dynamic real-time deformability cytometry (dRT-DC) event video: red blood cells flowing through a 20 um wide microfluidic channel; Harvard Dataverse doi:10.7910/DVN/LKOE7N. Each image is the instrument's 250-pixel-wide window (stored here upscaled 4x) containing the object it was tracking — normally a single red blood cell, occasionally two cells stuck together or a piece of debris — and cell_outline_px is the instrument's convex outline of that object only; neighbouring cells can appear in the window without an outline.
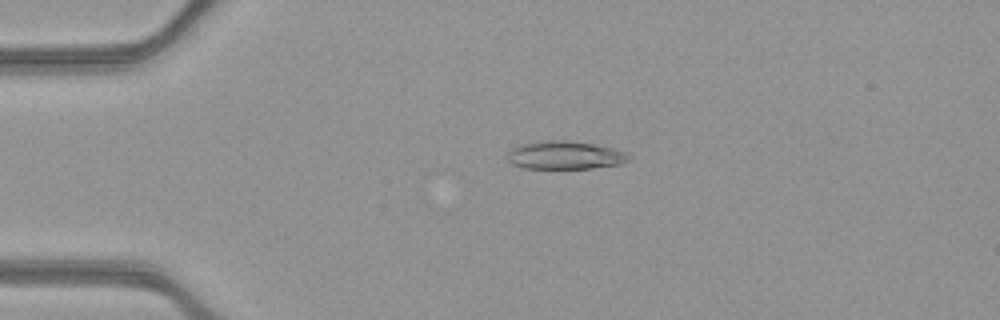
{"species": "common noctule bat (a hibernating species)", "species_latin": "Nyctalus noctula", "temperature_condition": "warm", "stored_images_in_passage": 52, "camera_frame_rate_fps": 3000, "um_per_image_px": 0.085, "animal": {"sex": "female", "body_mass_g": 21.9}, "frame": {"image": 1, "passage_image": 12, "time_ms": 3.667, "image_size_px": [1000, 320], "cell_outline_px": [[632, 156], [624, 164], [592, 168], [524, 168], [512, 164], [508, 160], [508, 152], [512, 148], [520, 144], [548, 140], [568, 140], [596, 144], [612, 148], [624, 152]], "centroid_in_image_um": [48.05, 13.19], "position_along_channel_um": 37.0, "area_um2": 20.0}}
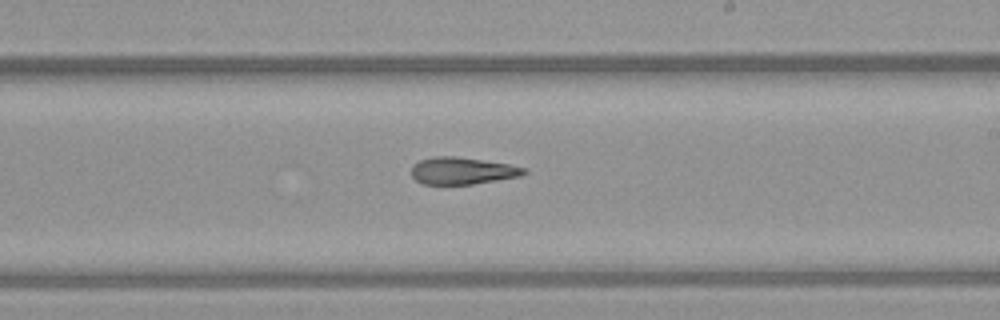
{"frame": {"image": 2, "passage_image": 31, "time_ms": 10.0, "image_size_px": [1000, 320], "cell_outline_px": [[528, 172], [520, 176], [472, 184], [424, 184], [416, 180], [412, 176], [412, 164], [420, 160], [436, 156], [456, 156], [508, 164], [528, 168]], "centroid_in_image_um": [39.3, 14.51], "position_along_channel_um": 249.7, "area_um2": 17.69}}
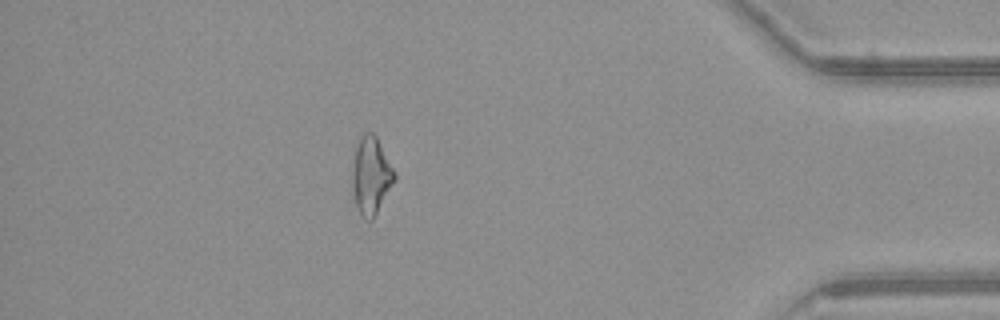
{"frame": {"image": 3, "passage_image": 46, "time_ms": 15.0, "image_size_px": [1000, 320], "cell_outline_px": [[396, 180], [372, 220], [364, 220], [352, 196], [352, 172], [356, 144], [360, 136], [364, 132], [372, 132], [376, 136], [396, 172]], "centroid_in_image_um": [31.54, 14.91], "position_along_channel_um": 403.7, "area_um2": 19.19}, "authors_computed_cell_mechanics": {"area_um2": 19.5075, "velocity_mm_per_s": 3.9697, "shape_relaxation_time_tau1_ms": null, "shape_relaxation_time_tau2_ms": 8.3693, "deformation_change_tau1": null, "deformation_change_tau2": 0.2377}}